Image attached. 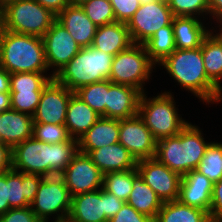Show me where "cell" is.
Listing matches in <instances>:
<instances>
[{
	"label": "cell",
	"instance_id": "obj_19",
	"mask_svg": "<svg viewBox=\"0 0 222 222\" xmlns=\"http://www.w3.org/2000/svg\"><path fill=\"white\" fill-rule=\"evenodd\" d=\"M87 155L103 175L109 172L126 171L137 167L135 158L119 142L91 150Z\"/></svg>",
	"mask_w": 222,
	"mask_h": 222
},
{
	"label": "cell",
	"instance_id": "obj_11",
	"mask_svg": "<svg viewBox=\"0 0 222 222\" xmlns=\"http://www.w3.org/2000/svg\"><path fill=\"white\" fill-rule=\"evenodd\" d=\"M137 172L162 202L178 200L182 176L155 157L137 161Z\"/></svg>",
	"mask_w": 222,
	"mask_h": 222
},
{
	"label": "cell",
	"instance_id": "obj_5",
	"mask_svg": "<svg viewBox=\"0 0 222 222\" xmlns=\"http://www.w3.org/2000/svg\"><path fill=\"white\" fill-rule=\"evenodd\" d=\"M114 56L93 46L80 51L55 75L54 79L75 92L80 87L109 80Z\"/></svg>",
	"mask_w": 222,
	"mask_h": 222
},
{
	"label": "cell",
	"instance_id": "obj_29",
	"mask_svg": "<svg viewBox=\"0 0 222 222\" xmlns=\"http://www.w3.org/2000/svg\"><path fill=\"white\" fill-rule=\"evenodd\" d=\"M201 51L208 79L222 92V49L220 44L208 34L201 44Z\"/></svg>",
	"mask_w": 222,
	"mask_h": 222
},
{
	"label": "cell",
	"instance_id": "obj_22",
	"mask_svg": "<svg viewBox=\"0 0 222 222\" xmlns=\"http://www.w3.org/2000/svg\"><path fill=\"white\" fill-rule=\"evenodd\" d=\"M44 176L8 171V202L11 208H25L35 199Z\"/></svg>",
	"mask_w": 222,
	"mask_h": 222
},
{
	"label": "cell",
	"instance_id": "obj_32",
	"mask_svg": "<svg viewBox=\"0 0 222 222\" xmlns=\"http://www.w3.org/2000/svg\"><path fill=\"white\" fill-rule=\"evenodd\" d=\"M213 183L222 178V143L210 142L197 169Z\"/></svg>",
	"mask_w": 222,
	"mask_h": 222
},
{
	"label": "cell",
	"instance_id": "obj_34",
	"mask_svg": "<svg viewBox=\"0 0 222 222\" xmlns=\"http://www.w3.org/2000/svg\"><path fill=\"white\" fill-rule=\"evenodd\" d=\"M45 73L47 72L12 73L10 74V90H43L54 78Z\"/></svg>",
	"mask_w": 222,
	"mask_h": 222
},
{
	"label": "cell",
	"instance_id": "obj_26",
	"mask_svg": "<svg viewBox=\"0 0 222 222\" xmlns=\"http://www.w3.org/2000/svg\"><path fill=\"white\" fill-rule=\"evenodd\" d=\"M196 17H174L172 21L176 49L186 50L201 47L209 29Z\"/></svg>",
	"mask_w": 222,
	"mask_h": 222
},
{
	"label": "cell",
	"instance_id": "obj_55",
	"mask_svg": "<svg viewBox=\"0 0 222 222\" xmlns=\"http://www.w3.org/2000/svg\"><path fill=\"white\" fill-rule=\"evenodd\" d=\"M41 222H48V221H41ZM53 222H70L68 219L64 220H54Z\"/></svg>",
	"mask_w": 222,
	"mask_h": 222
},
{
	"label": "cell",
	"instance_id": "obj_53",
	"mask_svg": "<svg viewBox=\"0 0 222 222\" xmlns=\"http://www.w3.org/2000/svg\"><path fill=\"white\" fill-rule=\"evenodd\" d=\"M18 0H0V7L2 9H5L9 4L11 3H15L17 2Z\"/></svg>",
	"mask_w": 222,
	"mask_h": 222
},
{
	"label": "cell",
	"instance_id": "obj_25",
	"mask_svg": "<svg viewBox=\"0 0 222 222\" xmlns=\"http://www.w3.org/2000/svg\"><path fill=\"white\" fill-rule=\"evenodd\" d=\"M119 142V119L100 117L79 139V152L88 154L91 150Z\"/></svg>",
	"mask_w": 222,
	"mask_h": 222
},
{
	"label": "cell",
	"instance_id": "obj_48",
	"mask_svg": "<svg viewBox=\"0 0 222 222\" xmlns=\"http://www.w3.org/2000/svg\"><path fill=\"white\" fill-rule=\"evenodd\" d=\"M0 92H10V73L0 67Z\"/></svg>",
	"mask_w": 222,
	"mask_h": 222
},
{
	"label": "cell",
	"instance_id": "obj_51",
	"mask_svg": "<svg viewBox=\"0 0 222 222\" xmlns=\"http://www.w3.org/2000/svg\"><path fill=\"white\" fill-rule=\"evenodd\" d=\"M219 33L214 34L215 31H212L211 28L209 30V34L220 44L222 49V26L221 30L219 29Z\"/></svg>",
	"mask_w": 222,
	"mask_h": 222
},
{
	"label": "cell",
	"instance_id": "obj_1",
	"mask_svg": "<svg viewBox=\"0 0 222 222\" xmlns=\"http://www.w3.org/2000/svg\"><path fill=\"white\" fill-rule=\"evenodd\" d=\"M79 153V140L50 144L29 138L12 148V169L44 177L60 175Z\"/></svg>",
	"mask_w": 222,
	"mask_h": 222
},
{
	"label": "cell",
	"instance_id": "obj_30",
	"mask_svg": "<svg viewBox=\"0 0 222 222\" xmlns=\"http://www.w3.org/2000/svg\"><path fill=\"white\" fill-rule=\"evenodd\" d=\"M144 46L155 65L164 61L176 49L172 23L156 31Z\"/></svg>",
	"mask_w": 222,
	"mask_h": 222
},
{
	"label": "cell",
	"instance_id": "obj_7",
	"mask_svg": "<svg viewBox=\"0 0 222 222\" xmlns=\"http://www.w3.org/2000/svg\"><path fill=\"white\" fill-rule=\"evenodd\" d=\"M155 67L144 44H132L114 56L109 80L115 84L132 86L144 93L145 82L149 81Z\"/></svg>",
	"mask_w": 222,
	"mask_h": 222
},
{
	"label": "cell",
	"instance_id": "obj_23",
	"mask_svg": "<svg viewBox=\"0 0 222 222\" xmlns=\"http://www.w3.org/2000/svg\"><path fill=\"white\" fill-rule=\"evenodd\" d=\"M101 116L75 93L67 106L65 126L70 138L79 140Z\"/></svg>",
	"mask_w": 222,
	"mask_h": 222
},
{
	"label": "cell",
	"instance_id": "obj_16",
	"mask_svg": "<svg viewBox=\"0 0 222 222\" xmlns=\"http://www.w3.org/2000/svg\"><path fill=\"white\" fill-rule=\"evenodd\" d=\"M214 183L199 171L184 174L180 182L178 200L185 205L205 210L209 213Z\"/></svg>",
	"mask_w": 222,
	"mask_h": 222
},
{
	"label": "cell",
	"instance_id": "obj_50",
	"mask_svg": "<svg viewBox=\"0 0 222 222\" xmlns=\"http://www.w3.org/2000/svg\"><path fill=\"white\" fill-rule=\"evenodd\" d=\"M5 31V22H4V9L0 7V43Z\"/></svg>",
	"mask_w": 222,
	"mask_h": 222
},
{
	"label": "cell",
	"instance_id": "obj_43",
	"mask_svg": "<svg viewBox=\"0 0 222 222\" xmlns=\"http://www.w3.org/2000/svg\"><path fill=\"white\" fill-rule=\"evenodd\" d=\"M125 201L117 198L114 194L104 191L105 216L110 220L122 208Z\"/></svg>",
	"mask_w": 222,
	"mask_h": 222
},
{
	"label": "cell",
	"instance_id": "obj_35",
	"mask_svg": "<svg viewBox=\"0 0 222 222\" xmlns=\"http://www.w3.org/2000/svg\"><path fill=\"white\" fill-rule=\"evenodd\" d=\"M87 17L97 26L116 22L112 5L109 0H89L81 6Z\"/></svg>",
	"mask_w": 222,
	"mask_h": 222
},
{
	"label": "cell",
	"instance_id": "obj_8",
	"mask_svg": "<svg viewBox=\"0 0 222 222\" xmlns=\"http://www.w3.org/2000/svg\"><path fill=\"white\" fill-rule=\"evenodd\" d=\"M57 19L51 10L35 0H18L4 9L5 30L43 37Z\"/></svg>",
	"mask_w": 222,
	"mask_h": 222
},
{
	"label": "cell",
	"instance_id": "obj_41",
	"mask_svg": "<svg viewBox=\"0 0 222 222\" xmlns=\"http://www.w3.org/2000/svg\"><path fill=\"white\" fill-rule=\"evenodd\" d=\"M108 222H154L148 216L139 213L125 202L122 208Z\"/></svg>",
	"mask_w": 222,
	"mask_h": 222
},
{
	"label": "cell",
	"instance_id": "obj_18",
	"mask_svg": "<svg viewBox=\"0 0 222 222\" xmlns=\"http://www.w3.org/2000/svg\"><path fill=\"white\" fill-rule=\"evenodd\" d=\"M104 190L74 195L68 220L70 222H108L105 216Z\"/></svg>",
	"mask_w": 222,
	"mask_h": 222
},
{
	"label": "cell",
	"instance_id": "obj_24",
	"mask_svg": "<svg viewBox=\"0 0 222 222\" xmlns=\"http://www.w3.org/2000/svg\"><path fill=\"white\" fill-rule=\"evenodd\" d=\"M133 44L127 24L114 22L97 27L91 46L115 56Z\"/></svg>",
	"mask_w": 222,
	"mask_h": 222
},
{
	"label": "cell",
	"instance_id": "obj_45",
	"mask_svg": "<svg viewBox=\"0 0 222 222\" xmlns=\"http://www.w3.org/2000/svg\"><path fill=\"white\" fill-rule=\"evenodd\" d=\"M12 169V148L0 142V173Z\"/></svg>",
	"mask_w": 222,
	"mask_h": 222
},
{
	"label": "cell",
	"instance_id": "obj_37",
	"mask_svg": "<svg viewBox=\"0 0 222 222\" xmlns=\"http://www.w3.org/2000/svg\"><path fill=\"white\" fill-rule=\"evenodd\" d=\"M43 90H10L11 109L33 116Z\"/></svg>",
	"mask_w": 222,
	"mask_h": 222
},
{
	"label": "cell",
	"instance_id": "obj_49",
	"mask_svg": "<svg viewBox=\"0 0 222 222\" xmlns=\"http://www.w3.org/2000/svg\"><path fill=\"white\" fill-rule=\"evenodd\" d=\"M11 109L10 92H0V112Z\"/></svg>",
	"mask_w": 222,
	"mask_h": 222
},
{
	"label": "cell",
	"instance_id": "obj_52",
	"mask_svg": "<svg viewBox=\"0 0 222 222\" xmlns=\"http://www.w3.org/2000/svg\"><path fill=\"white\" fill-rule=\"evenodd\" d=\"M87 1L89 0H68L69 5H72V6H82Z\"/></svg>",
	"mask_w": 222,
	"mask_h": 222
},
{
	"label": "cell",
	"instance_id": "obj_2",
	"mask_svg": "<svg viewBox=\"0 0 222 222\" xmlns=\"http://www.w3.org/2000/svg\"><path fill=\"white\" fill-rule=\"evenodd\" d=\"M170 77L190 91L203 103L222 101V92L208 79L202 56L201 47L195 49H175L170 56L162 61Z\"/></svg>",
	"mask_w": 222,
	"mask_h": 222
},
{
	"label": "cell",
	"instance_id": "obj_4",
	"mask_svg": "<svg viewBox=\"0 0 222 222\" xmlns=\"http://www.w3.org/2000/svg\"><path fill=\"white\" fill-rule=\"evenodd\" d=\"M0 67L10 74L49 71L43 39L5 30L0 43Z\"/></svg>",
	"mask_w": 222,
	"mask_h": 222
},
{
	"label": "cell",
	"instance_id": "obj_27",
	"mask_svg": "<svg viewBox=\"0 0 222 222\" xmlns=\"http://www.w3.org/2000/svg\"><path fill=\"white\" fill-rule=\"evenodd\" d=\"M126 202L136 211L153 220L163 205L153 189L143 181L136 168L133 169V189Z\"/></svg>",
	"mask_w": 222,
	"mask_h": 222
},
{
	"label": "cell",
	"instance_id": "obj_47",
	"mask_svg": "<svg viewBox=\"0 0 222 222\" xmlns=\"http://www.w3.org/2000/svg\"><path fill=\"white\" fill-rule=\"evenodd\" d=\"M210 16L217 18L215 21L222 25V0H208Z\"/></svg>",
	"mask_w": 222,
	"mask_h": 222
},
{
	"label": "cell",
	"instance_id": "obj_39",
	"mask_svg": "<svg viewBox=\"0 0 222 222\" xmlns=\"http://www.w3.org/2000/svg\"><path fill=\"white\" fill-rule=\"evenodd\" d=\"M117 22L127 23L140 7L139 0H109Z\"/></svg>",
	"mask_w": 222,
	"mask_h": 222
},
{
	"label": "cell",
	"instance_id": "obj_12",
	"mask_svg": "<svg viewBox=\"0 0 222 222\" xmlns=\"http://www.w3.org/2000/svg\"><path fill=\"white\" fill-rule=\"evenodd\" d=\"M71 196L102 188L103 174L91 158L79 152L60 174Z\"/></svg>",
	"mask_w": 222,
	"mask_h": 222
},
{
	"label": "cell",
	"instance_id": "obj_21",
	"mask_svg": "<svg viewBox=\"0 0 222 222\" xmlns=\"http://www.w3.org/2000/svg\"><path fill=\"white\" fill-rule=\"evenodd\" d=\"M33 117L9 109L0 112V142L13 148L17 144L32 138Z\"/></svg>",
	"mask_w": 222,
	"mask_h": 222
},
{
	"label": "cell",
	"instance_id": "obj_28",
	"mask_svg": "<svg viewBox=\"0 0 222 222\" xmlns=\"http://www.w3.org/2000/svg\"><path fill=\"white\" fill-rule=\"evenodd\" d=\"M205 210L182 204L179 200L163 202L154 222H210Z\"/></svg>",
	"mask_w": 222,
	"mask_h": 222
},
{
	"label": "cell",
	"instance_id": "obj_56",
	"mask_svg": "<svg viewBox=\"0 0 222 222\" xmlns=\"http://www.w3.org/2000/svg\"><path fill=\"white\" fill-rule=\"evenodd\" d=\"M210 222H222V219H212Z\"/></svg>",
	"mask_w": 222,
	"mask_h": 222
},
{
	"label": "cell",
	"instance_id": "obj_33",
	"mask_svg": "<svg viewBox=\"0 0 222 222\" xmlns=\"http://www.w3.org/2000/svg\"><path fill=\"white\" fill-rule=\"evenodd\" d=\"M102 189L127 201L133 189V169L103 175Z\"/></svg>",
	"mask_w": 222,
	"mask_h": 222
},
{
	"label": "cell",
	"instance_id": "obj_6",
	"mask_svg": "<svg viewBox=\"0 0 222 222\" xmlns=\"http://www.w3.org/2000/svg\"><path fill=\"white\" fill-rule=\"evenodd\" d=\"M174 95L163 92L154 98L141 94L138 115L157 141L178 135L188 122L178 114Z\"/></svg>",
	"mask_w": 222,
	"mask_h": 222
},
{
	"label": "cell",
	"instance_id": "obj_15",
	"mask_svg": "<svg viewBox=\"0 0 222 222\" xmlns=\"http://www.w3.org/2000/svg\"><path fill=\"white\" fill-rule=\"evenodd\" d=\"M74 92L54 78L44 87L33 123L65 124L67 106Z\"/></svg>",
	"mask_w": 222,
	"mask_h": 222
},
{
	"label": "cell",
	"instance_id": "obj_46",
	"mask_svg": "<svg viewBox=\"0 0 222 222\" xmlns=\"http://www.w3.org/2000/svg\"><path fill=\"white\" fill-rule=\"evenodd\" d=\"M41 6L51 10L55 15H58L68 5V0H35Z\"/></svg>",
	"mask_w": 222,
	"mask_h": 222
},
{
	"label": "cell",
	"instance_id": "obj_44",
	"mask_svg": "<svg viewBox=\"0 0 222 222\" xmlns=\"http://www.w3.org/2000/svg\"><path fill=\"white\" fill-rule=\"evenodd\" d=\"M8 202V171L0 173V216L10 210Z\"/></svg>",
	"mask_w": 222,
	"mask_h": 222
},
{
	"label": "cell",
	"instance_id": "obj_36",
	"mask_svg": "<svg viewBox=\"0 0 222 222\" xmlns=\"http://www.w3.org/2000/svg\"><path fill=\"white\" fill-rule=\"evenodd\" d=\"M32 137L50 144H58L70 139L65 124L51 123H33Z\"/></svg>",
	"mask_w": 222,
	"mask_h": 222
},
{
	"label": "cell",
	"instance_id": "obj_13",
	"mask_svg": "<svg viewBox=\"0 0 222 222\" xmlns=\"http://www.w3.org/2000/svg\"><path fill=\"white\" fill-rule=\"evenodd\" d=\"M42 39L48 69H53L51 71L53 73L50 74L52 76L62 69L81 49L71 34L57 19Z\"/></svg>",
	"mask_w": 222,
	"mask_h": 222
},
{
	"label": "cell",
	"instance_id": "obj_14",
	"mask_svg": "<svg viewBox=\"0 0 222 222\" xmlns=\"http://www.w3.org/2000/svg\"><path fill=\"white\" fill-rule=\"evenodd\" d=\"M119 143L136 161L155 157L157 140L139 115L119 120Z\"/></svg>",
	"mask_w": 222,
	"mask_h": 222
},
{
	"label": "cell",
	"instance_id": "obj_17",
	"mask_svg": "<svg viewBox=\"0 0 222 222\" xmlns=\"http://www.w3.org/2000/svg\"><path fill=\"white\" fill-rule=\"evenodd\" d=\"M141 92L129 85L115 84L108 80L106 118L129 119L138 115Z\"/></svg>",
	"mask_w": 222,
	"mask_h": 222
},
{
	"label": "cell",
	"instance_id": "obj_54",
	"mask_svg": "<svg viewBox=\"0 0 222 222\" xmlns=\"http://www.w3.org/2000/svg\"><path fill=\"white\" fill-rule=\"evenodd\" d=\"M156 1H159V0H139L140 5H146V4L156 2Z\"/></svg>",
	"mask_w": 222,
	"mask_h": 222
},
{
	"label": "cell",
	"instance_id": "obj_31",
	"mask_svg": "<svg viewBox=\"0 0 222 222\" xmlns=\"http://www.w3.org/2000/svg\"><path fill=\"white\" fill-rule=\"evenodd\" d=\"M101 117L106 118L108 80L80 87L74 92Z\"/></svg>",
	"mask_w": 222,
	"mask_h": 222
},
{
	"label": "cell",
	"instance_id": "obj_9",
	"mask_svg": "<svg viewBox=\"0 0 222 222\" xmlns=\"http://www.w3.org/2000/svg\"><path fill=\"white\" fill-rule=\"evenodd\" d=\"M72 196L60 175L44 177L39 184L35 199L30 203L31 210L41 221L68 219Z\"/></svg>",
	"mask_w": 222,
	"mask_h": 222
},
{
	"label": "cell",
	"instance_id": "obj_40",
	"mask_svg": "<svg viewBox=\"0 0 222 222\" xmlns=\"http://www.w3.org/2000/svg\"><path fill=\"white\" fill-rule=\"evenodd\" d=\"M0 222H41V220L28 206L25 208H11L0 216Z\"/></svg>",
	"mask_w": 222,
	"mask_h": 222
},
{
	"label": "cell",
	"instance_id": "obj_10",
	"mask_svg": "<svg viewBox=\"0 0 222 222\" xmlns=\"http://www.w3.org/2000/svg\"><path fill=\"white\" fill-rule=\"evenodd\" d=\"M173 18L167 0L140 5L126 23L133 44H144L160 28L170 25Z\"/></svg>",
	"mask_w": 222,
	"mask_h": 222
},
{
	"label": "cell",
	"instance_id": "obj_38",
	"mask_svg": "<svg viewBox=\"0 0 222 222\" xmlns=\"http://www.w3.org/2000/svg\"><path fill=\"white\" fill-rule=\"evenodd\" d=\"M167 3L174 17L199 18L204 16V13L210 14L208 0H167Z\"/></svg>",
	"mask_w": 222,
	"mask_h": 222
},
{
	"label": "cell",
	"instance_id": "obj_20",
	"mask_svg": "<svg viewBox=\"0 0 222 222\" xmlns=\"http://www.w3.org/2000/svg\"><path fill=\"white\" fill-rule=\"evenodd\" d=\"M57 20L81 48L92 45L97 26L87 17L81 6L68 5L57 15Z\"/></svg>",
	"mask_w": 222,
	"mask_h": 222
},
{
	"label": "cell",
	"instance_id": "obj_3",
	"mask_svg": "<svg viewBox=\"0 0 222 222\" xmlns=\"http://www.w3.org/2000/svg\"><path fill=\"white\" fill-rule=\"evenodd\" d=\"M196 125L188 123L178 134L157 141L155 158L181 176L197 169L210 142Z\"/></svg>",
	"mask_w": 222,
	"mask_h": 222
},
{
	"label": "cell",
	"instance_id": "obj_42",
	"mask_svg": "<svg viewBox=\"0 0 222 222\" xmlns=\"http://www.w3.org/2000/svg\"><path fill=\"white\" fill-rule=\"evenodd\" d=\"M209 217L222 219V178L214 183Z\"/></svg>",
	"mask_w": 222,
	"mask_h": 222
}]
</instances>
